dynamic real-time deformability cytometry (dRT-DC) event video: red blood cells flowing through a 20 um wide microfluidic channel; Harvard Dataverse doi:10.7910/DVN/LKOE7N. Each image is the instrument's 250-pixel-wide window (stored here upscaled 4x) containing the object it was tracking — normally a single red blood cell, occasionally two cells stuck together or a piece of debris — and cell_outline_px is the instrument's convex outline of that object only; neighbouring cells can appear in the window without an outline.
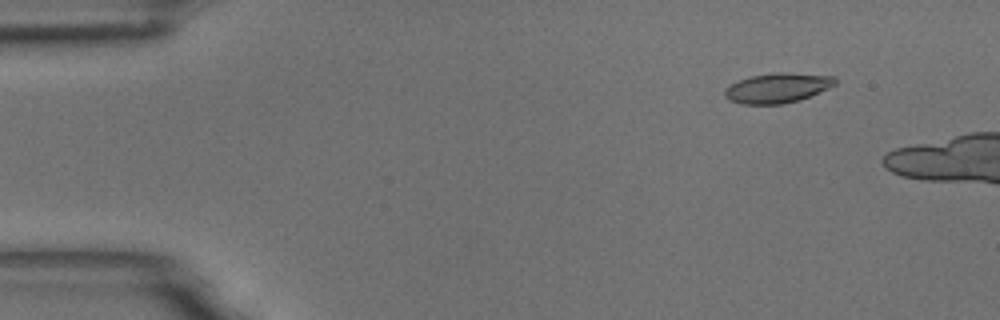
{"species": "common noctule bat (a hibernating species)", "species_latin": "Nyctalus noctula", "temperature_condition": "room temperature", "stored_images_in_passage": 12, "camera_frame_rate_fps": 3000, "um_per_image_px": 0.085, "animal": {"sex": "male", "body_mass_g": 18.8}, "frame": {"image": 1, "passage_image": 7, "time_ms": 2.0, "image_size_px": [1000, 320], "cell_outline_px": [[836, 84], [828, 88], [800, 100], [784, 104], [744, 104], [728, 100], [724, 96], [724, 88], [748, 76], [776, 72], [784, 72], [836, 76]], "centroid_in_image_um": [66.07, 7.47], "position_along_channel_um": 18.9, "area_um2": 19.31}}